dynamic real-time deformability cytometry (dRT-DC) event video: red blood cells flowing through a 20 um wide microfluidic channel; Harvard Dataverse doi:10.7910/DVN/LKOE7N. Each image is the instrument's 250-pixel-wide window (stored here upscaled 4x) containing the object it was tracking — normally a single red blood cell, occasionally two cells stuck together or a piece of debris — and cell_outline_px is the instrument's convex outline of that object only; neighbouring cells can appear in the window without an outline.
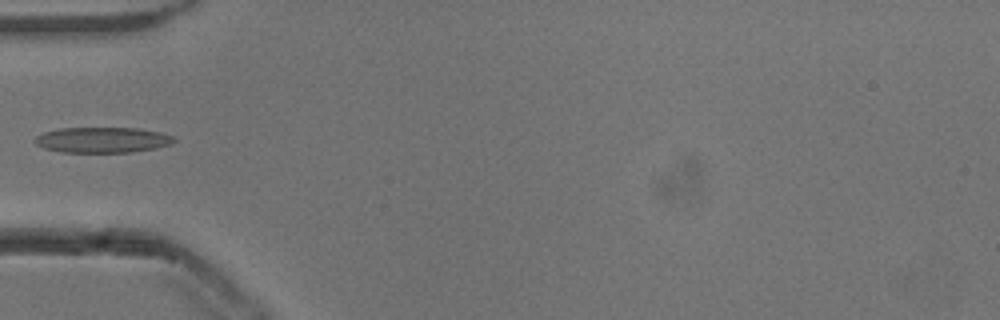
{"species": "common noctule bat (a hibernating species)", "species_latin": "Nyctalus noctula", "temperature_condition": "cold", "stored_images_in_passage": 37, "camera_frame_rate_fps": 3000, "um_per_image_px": 0.085, "animal": {"sex": "male", "body_mass_g": 13.3}, "frame": {"image": 1, "passage_image": 1, "time_ms": 0.0, "image_size_px": [1000, 320], "cell_outline_px": [[176, 140], [172, 144], [132, 152], [60, 152], [44, 148], [36, 144], [32, 140], [36, 136], [44, 132], [60, 128], [140, 128], [160, 132], [172, 136]], "centroid_in_image_um": [8.68, 11.89], "position_along_channel_um": 76.3, "area_um2": 20.69}}
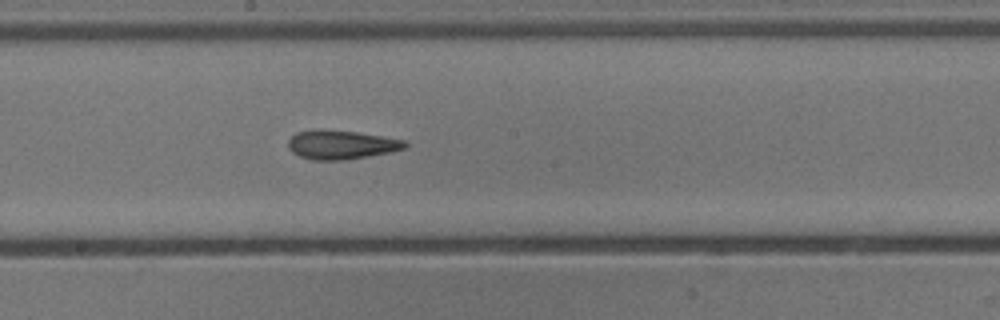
{"frame": {"image": 2, "passage_image": 12, "time_ms": 3.667, "image_size_px": [1000, 320], "cell_outline_px": [[408, 148], [392, 152], [344, 160], [312, 160], [300, 156], [292, 152], [288, 148], [288, 140], [296, 132], [356, 132], [404, 140], [408, 144]], "centroid_in_image_um": [29.06, 12.35], "position_along_channel_um": 219.1, "area_um2": 19.02}}
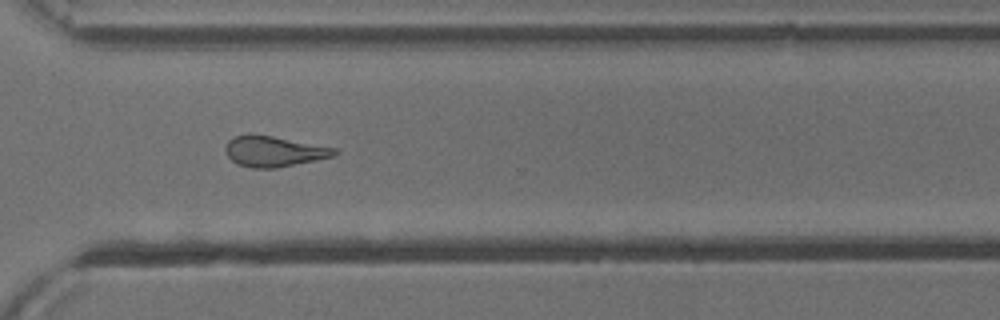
{"frame": {"image": 3, "passage_image": 22, "time_ms": 7.0, "image_size_px": [1000, 320], "cell_outline_px": [[340, 152], [336, 156], [276, 168], [252, 168], [236, 164], [228, 156], [224, 148], [228, 140], [236, 136], [272, 136], [336, 148]], "centroid_in_image_um": [23.32, 12.89], "position_along_channel_um": 347.3, "area_um2": 19.13}}